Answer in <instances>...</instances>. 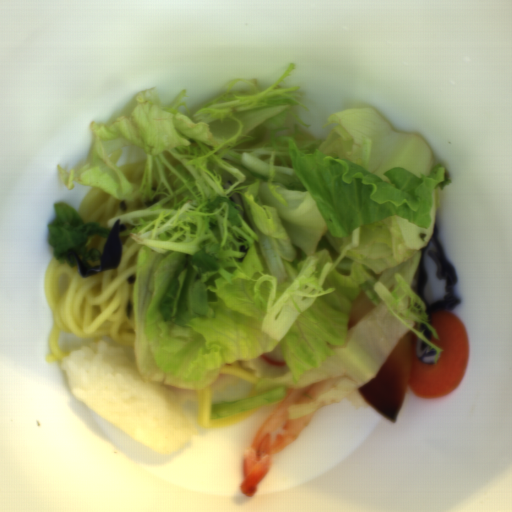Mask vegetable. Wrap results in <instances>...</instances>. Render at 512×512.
<instances>
[{
    "mask_svg": "<svg viewBox=\"0 0 512 512\" xmlns=\"http://www.w3.org/2000/svg\"><path fill=\"white\" fill-rule=\"evenodd\" d=\"M291 63L266 88L237 78L192 111L163 102L158 88L112 123L91 122L93 148L77 168L56 164L68 189L98 187L128 208L85 222L54 203L52 256L78 266L101 260L90 237L139 244L131 304L135 366L165 387L212 385L223 363L249 360L277 343L288 366L262 377L254 395L214 404L211 419L277 403L289 389L336 376L315 399L290 405L299 419L367 384L410 331L428 323L418 272L440 192L452 183L426 141L397 131L371 108L328 117L323 139L300 120L299 86L281 87ZM146 159L143 182L118 171ZM376 305L347 331L361 291Z\"/></svg>",
    "mask_w": 512,
    "mask_h": 512,
    "instance_id": "1",
    "label": "vegetable"
}]
</instances>
